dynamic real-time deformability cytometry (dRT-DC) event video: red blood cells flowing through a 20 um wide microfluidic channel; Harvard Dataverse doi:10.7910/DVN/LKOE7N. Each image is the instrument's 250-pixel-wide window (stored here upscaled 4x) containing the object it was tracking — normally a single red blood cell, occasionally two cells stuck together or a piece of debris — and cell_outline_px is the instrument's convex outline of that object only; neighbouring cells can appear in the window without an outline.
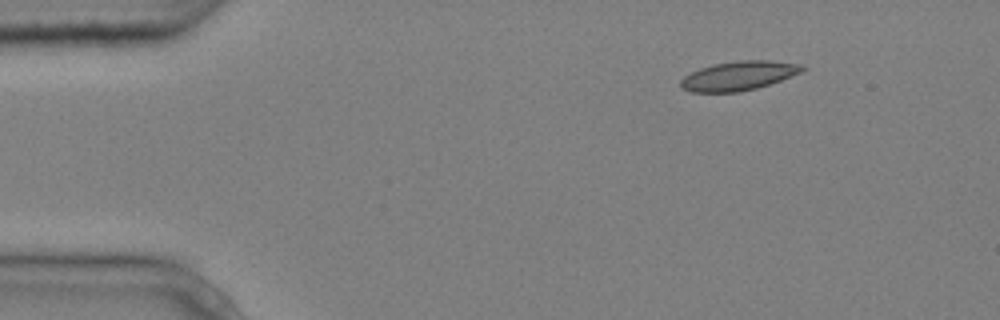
{"species": "common noctule bat (a hibernating species)", "species_latin": "Nyctalus noctula", "temperature_condition": "cold", "stored_images_in_passage": 5, "segment_of_instrument_passage": [2, 2], "camera_frame_rate_fps": 3000, "um_per_image_px": 0.085, "animal": {"sex": "male", "body_mass_g": 20.4}, "frame": {"image": 1, "passage_image": 5, "time_ms": 1.333, "image_size_px": [1000, 320], "cell_outline_px": [[808, 68], [800, 72], [780, 80], [756, 88], [740, 92], [692, 92], [684, 88], [680, 84], [680, 80], [684, 76], [700, 68], [712, 64], [740, 60], [772, 60], [804, 64]], "centroid_in_image_um": [62.81, 6.42], "position_along_channel_um": 22.2, "area_um2": 20.63}}